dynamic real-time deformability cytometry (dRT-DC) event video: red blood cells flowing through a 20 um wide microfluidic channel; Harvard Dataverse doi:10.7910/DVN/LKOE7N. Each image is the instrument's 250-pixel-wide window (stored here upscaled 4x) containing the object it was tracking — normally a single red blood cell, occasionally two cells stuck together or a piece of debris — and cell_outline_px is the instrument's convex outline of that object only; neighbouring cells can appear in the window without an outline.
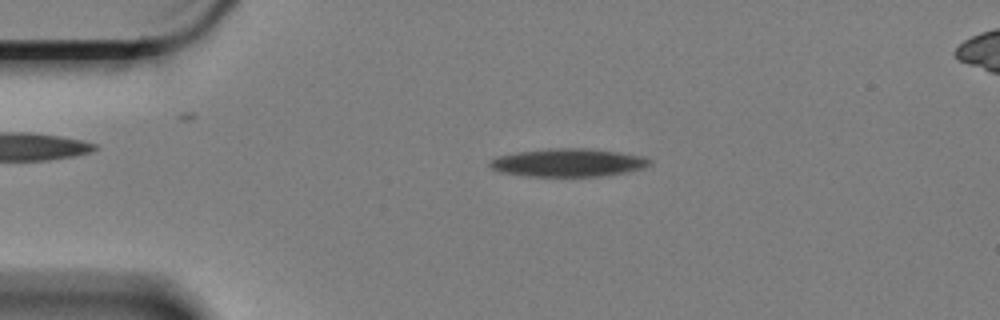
{"species": "Egyptian fruit bat (a non-hibernating species)", "species_latin": "Rousettus aegyptiacus", "temperature_condition": "cold", "stored_images_in_passage": 58, "camera_frame_rate_fps": 3000, "um_per_image_px": 0.085, "animal": {"sex": "female"}, "frame": {"image": 1, "passage_image": 11, "time_ms": 3.333, "image_size_px": [1000, 320], "cell_outline_px": [[652, 164], [644, 168], [628, 172], [600, 176], [524, 176], [500, 172], [492, 168], [488, 164], [488, 160], [496, 156], [516, 152], [548, 148], [584, 148], [620, 152], [644, 156], [652, 160]], "centroid_in_image_um": [48.29, 13.82], "position_along_channel_um": 36.7, "area_um2": 26.47}}
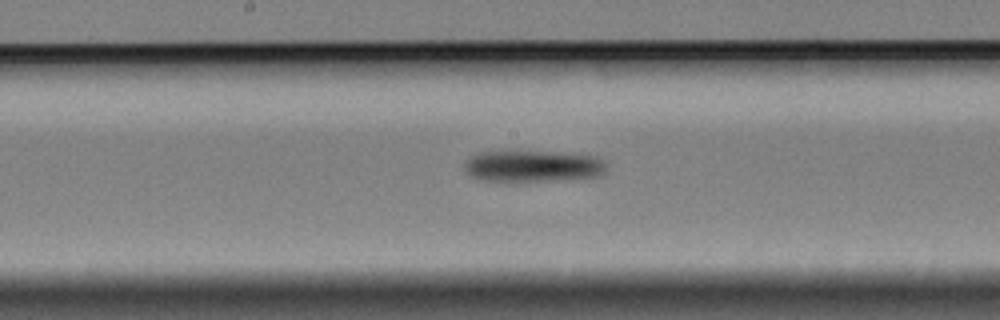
{"frame": {"image": 2, "passage_image": 29, "time_ms": 9.333, "image_size_px": [1000, 320], "cell_outline_px": [[604, 172], [600, 176], [540, 180], [480, 180], [472, 176], [464, 168], [464, 164], [472, 156], [480, 152], [548, 152], [596, 156], [604, 164]], "centroid_in_image_um": [45.26, 14.11], "position_along_channel_um": 202.9, "area_um2": 24.97}}
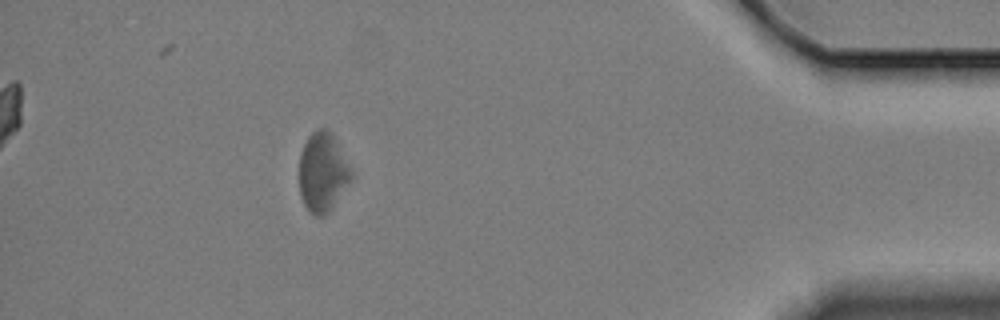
{"frame": {"image": 3, "passage_image": 52, "time_ms": 17.0, "image_size_px": [1000, 320], "cell_outline_px": [[352, 180], [332, 208], [324, 216], [316, 216], [308, 212], [300, 196], [300, 152], [308, 136], [316, 128], [324, 128], [332, 132], [352, 168]], "centroid_in_image_um": [27.44, 14.63], "position_along_channel_um": 407.8, "area_um2": 24.39}, "authors_computed_cell_mechanics": {"area_um2": 26.4724, "velocity_mm_per_s": 3.3181, "shape_relaxation_time_tau1_ms": 5.0488, "shape_relaxation_time_tau2_ms": null, "deformation_change_tau1": 0.0971, "deformation_change_tau2": null}}